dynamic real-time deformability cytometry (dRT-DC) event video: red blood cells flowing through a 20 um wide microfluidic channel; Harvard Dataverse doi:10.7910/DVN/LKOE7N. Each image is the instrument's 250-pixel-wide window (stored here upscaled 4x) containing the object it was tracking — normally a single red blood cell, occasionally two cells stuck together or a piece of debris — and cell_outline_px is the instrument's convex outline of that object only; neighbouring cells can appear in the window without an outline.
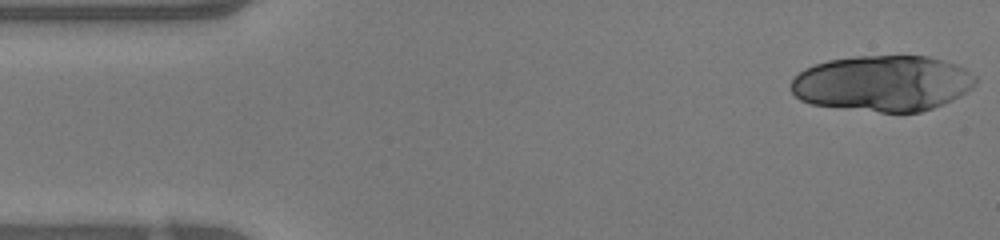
{"species": "human", "species_latin": "Homo sapiens", "temperature_condition": "warm", "stored_images_in_passage": 14, "camera_frame_rate_fps": 3000, "um_per_image_px": 0.085, "donor": {"sex": "female"}, "frame": {"image": 1, "passage_image": 1, "time_ms": 0.0, "image_size_px": [1000, 240], "cell_outline_px": [[976, 84], [972, 88], [960, 96], [952, 100], [932, 108], [920, 112], [880, 112], [812, 104], [800, 100], [792, 92], [792, 80], [804, 68], [828, 60], [856, 56], [924, 56], [956, 64], [964, 68], [976, 76]], "centroid_in_image_um": [75.04, 7.08], "position_along_channel_um": 10.0, "area_um2": 59.82}}